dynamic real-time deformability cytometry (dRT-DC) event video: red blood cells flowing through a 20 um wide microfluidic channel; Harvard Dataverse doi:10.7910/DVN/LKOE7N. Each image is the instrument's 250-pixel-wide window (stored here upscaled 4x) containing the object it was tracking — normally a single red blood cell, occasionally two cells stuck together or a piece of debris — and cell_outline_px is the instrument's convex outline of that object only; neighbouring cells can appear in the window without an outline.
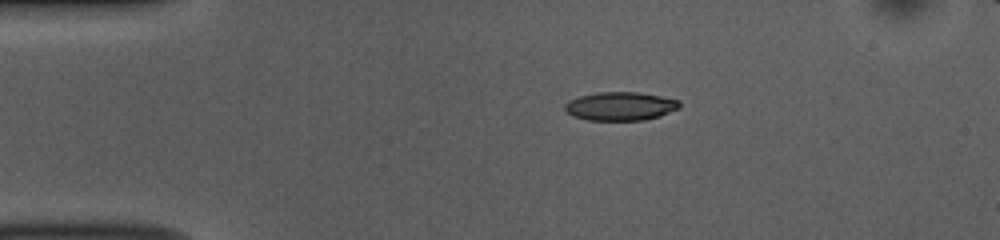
{"species": "common noctule bat (a hibernating species)", "species_latin": "Nyctalus noctula", "temperature_condition": "room temperature", "stored_images_in_passage": 5, "camera_frame_rate_fps": 3000, "um_per_image_px": 0.085, "animal": {"sex": "female", "body_mass_g": 10.0, "forearm_length_mm": 53.1}, "frame": {"image": 1, "passage_image": 3, "time_ms": 0.667, "image_size_px": [1000, 240], "cell_outline_px": [[676, 104], [652, 116], [628, 120], [608, 120], [584, 116], [596, 96], [652, 96], [672, 100]], "centroid_in_image_um": [53.3, 9.12], "position_along_channel_um": 31.7, "area_um2": 12.2}}